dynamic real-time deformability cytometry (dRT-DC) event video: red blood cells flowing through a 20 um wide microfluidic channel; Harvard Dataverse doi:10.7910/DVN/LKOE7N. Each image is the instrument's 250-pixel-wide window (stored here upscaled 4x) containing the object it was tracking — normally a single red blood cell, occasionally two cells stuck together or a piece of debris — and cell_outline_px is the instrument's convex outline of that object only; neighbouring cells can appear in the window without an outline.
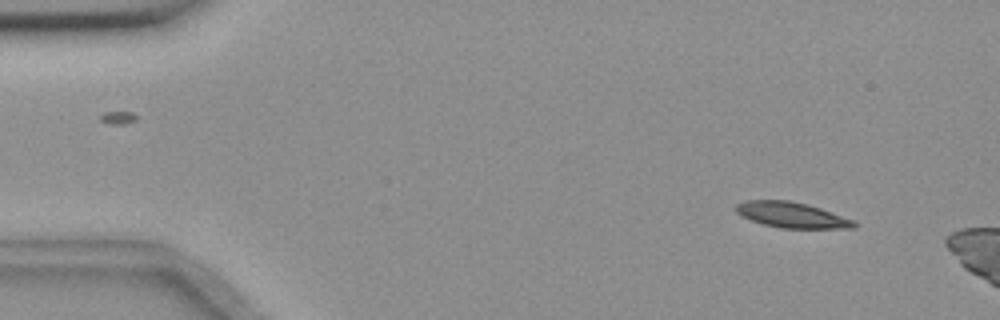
{"species": "common noctule bat (a hibernating species)", "species_latin": "Nyctalus noctula", "temperature_condition": "room temperature", "stored_images_in_passage": 16, "camera_frame_rate_fps": 3000, "um_per_image_px": 0.085, "animal": {"sex": "female", "body_mass_g": 18.4}, "frame": {"image": 1, "passage_image": 5, "time_ms": 1.333, "image_size_px": [1000, 320], "cell_outline_px": [[856, 228], [780, 228], [764, 224], [740, 216], [736, 212], [736, 204], [744, 200], [788, 200], [808, 204], [856, 220]], "centroid_in_image_um": [67.31, 18.26], "position_along_channel_um": 17.7, "area_um2": 17.69}}